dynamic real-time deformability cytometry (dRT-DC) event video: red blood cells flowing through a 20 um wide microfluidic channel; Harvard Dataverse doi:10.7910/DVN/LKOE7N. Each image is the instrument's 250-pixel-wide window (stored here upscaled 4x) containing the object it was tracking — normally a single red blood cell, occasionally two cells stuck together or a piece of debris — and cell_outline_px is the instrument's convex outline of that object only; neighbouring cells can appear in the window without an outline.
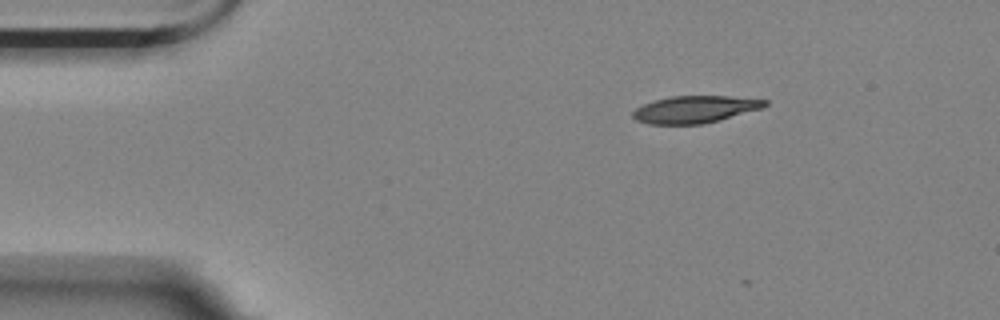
{"species": "Egyptian fruit bat (a non-hibernating species)", "species_latin": "Rousettus aegyptiacus", "temperature_condition": "room temperature", "stored_images_in_passage": 4, "camera_frame_rate_fps": 3000, "um_per_image_px": 0.085, "animal": {"sex": "female"}, "frame": {"image": 1, "passage_image": 1, "time_ms": 0.0, "image_size_px": [1000, 320], "cell_outline_px": [[768, 104], [764, 108], [704, 124], [648, 124], [636, 120], [632, 116], [632, 112], [636, 108], [644, 104], [656, 100], [672, 96], [728, 96], [768, 100]], "centroid_in_image_um": [59.09, 9.3], "position_along_channel_um": 25.9, "area_um2": 20.87}}